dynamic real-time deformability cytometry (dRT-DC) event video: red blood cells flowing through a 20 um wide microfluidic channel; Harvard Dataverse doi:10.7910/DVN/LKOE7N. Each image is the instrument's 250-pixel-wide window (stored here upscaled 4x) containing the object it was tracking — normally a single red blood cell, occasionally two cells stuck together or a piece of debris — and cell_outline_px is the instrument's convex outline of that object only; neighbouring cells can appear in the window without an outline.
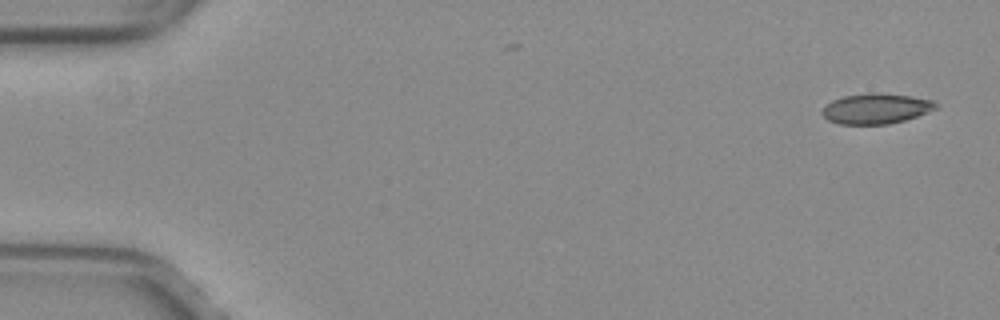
{"species": "common noctule bat (a hibernating species)", "species_latin": "Nyctalus noctula", "temperature_condition": "warm", "stored_images_in_passage": 4, "camera_frame_rate_fps": 3000, "um_per_image_px": 0.085, "animal": {"sex": "female", "body_mass_g": 29.2, "forearm_length_mm": 56.3}, "frame": {"image": 1, "passage_image": 1, "time_ms": 0.0, "image_size_px": [1000, 320], "cell_outline_px": [[940, 108], [904, 120], [888, 124], [840, 124], [828, 120], [820, 112], [832, 100], [844, 96], [868, 92], [876, 92], [912, 96], [932, 100], [940, 104]], "centroid_in_image_um": [74.51, 9.22], "position_along_channel_um": 10.5, "area_um2": 20.23}}